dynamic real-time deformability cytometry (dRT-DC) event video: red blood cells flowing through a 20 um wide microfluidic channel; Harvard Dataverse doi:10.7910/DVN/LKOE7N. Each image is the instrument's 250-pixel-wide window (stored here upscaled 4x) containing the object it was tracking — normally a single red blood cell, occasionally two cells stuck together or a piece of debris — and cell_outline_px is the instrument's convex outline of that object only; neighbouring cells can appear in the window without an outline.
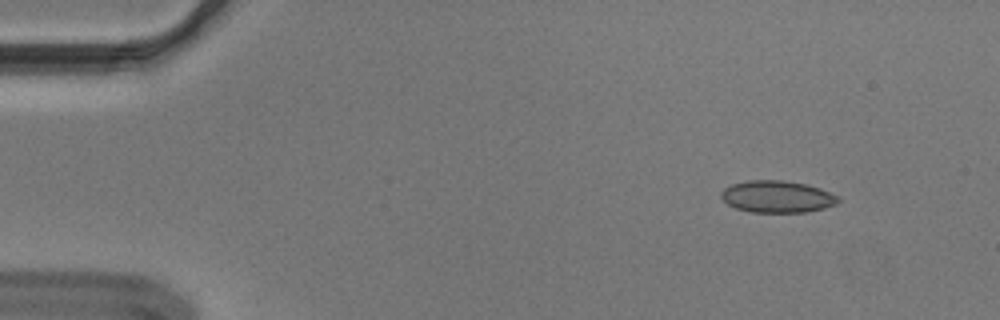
{"species": "Egyptian fruit bat (a non-hibernating species)", "species_latin": "Rousettus aegyptiacus", "temperature_condition": "cold", "stored_images_in_passage": 50, "camera_frame_rate_fps": 3000, "um_per_image_px": 0.085, "animal": {"sex": "male"}, "frame": {"image": 1, "passage_image": 1, "time_ms": 0.0, "image_size_px": [1000, 320], "cell_outline_px": [[840, 200], [836, 204], [824, 208], [808, 212], [752, 212], [736, 208], [728, 204], [720, 196], [720, 192], [724, 188], [732, 184], [748, 180], [784, 180], [808, 184], [820, 188], [840, 196]], "centroid_in_image_um": [66.08, 16.71], "position_along_channel_um": 18.9, "area_um2": 21.96}}
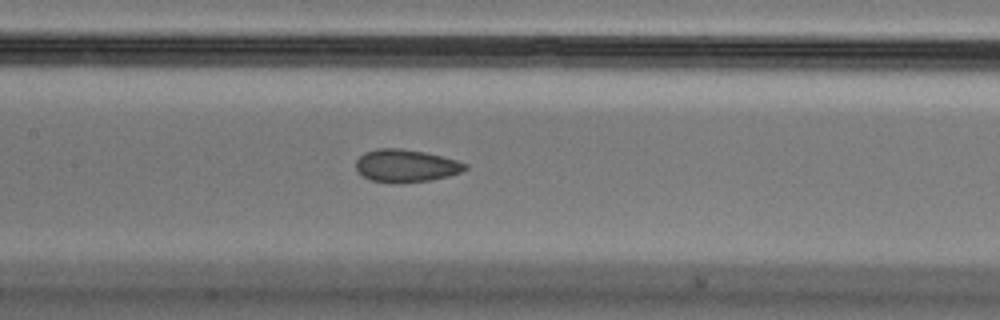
{"frame": {"image": 2, "passage_image": 21, "time_ms": 6.667, "image_size_px": [1000, 320], "cell_outline_px": [[468, 168], [460, 172], [448, 176], [432, 180], [396, 184], [372, 180], [364, 176], [356, 168], [356, 160], [364, 152], [376, 148], [400, 148], [424, 152], [456, 160], [468, 164]], "centroid_in_image_um": [34.5, 14.09], "position_along_channel_um": 172.9, "area_um2": 20.81}}
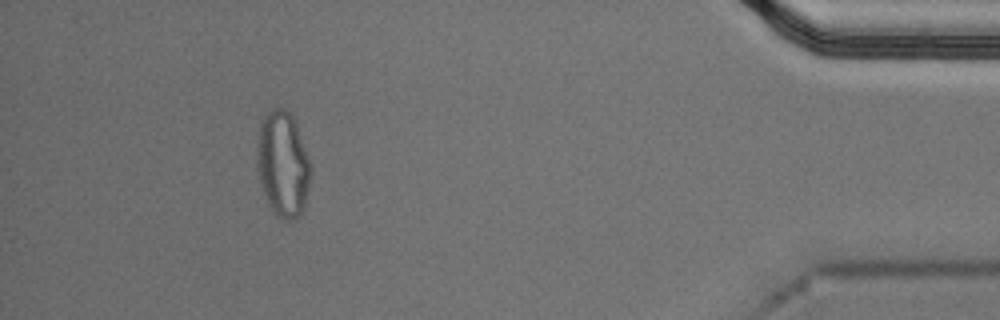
{"frame": {"image": 3, "passage_image": 45, "time_ms": 14.667, "image_size_px": [1000, 320], "cell_outline_px": [[312, 172], [304, 208], [292, 220], [284, 220], [276, 216], [268, 204], [264, 196], [260, 184], [256, 168], [256, 144], [260, 124], [264, 116], [272, 108], [284, 108], [292, 116], [296, 124], [312, 168]], "centroid_in_image_um": [24.02, 13.96], "position_along_channel_um": 411.2, "area_um2": 33.35}, "authors_computed_cell_mechanics": {"area_um2": 21.6461, "velocity_mm_per_s": 3.661, "shape_relaxation_time_tau1_ms": null, "shape_relaxation_time_tau2_ms": 1.8781, "deformation_change_tau1": null, "deformation_change_tau2": 0.0815}}